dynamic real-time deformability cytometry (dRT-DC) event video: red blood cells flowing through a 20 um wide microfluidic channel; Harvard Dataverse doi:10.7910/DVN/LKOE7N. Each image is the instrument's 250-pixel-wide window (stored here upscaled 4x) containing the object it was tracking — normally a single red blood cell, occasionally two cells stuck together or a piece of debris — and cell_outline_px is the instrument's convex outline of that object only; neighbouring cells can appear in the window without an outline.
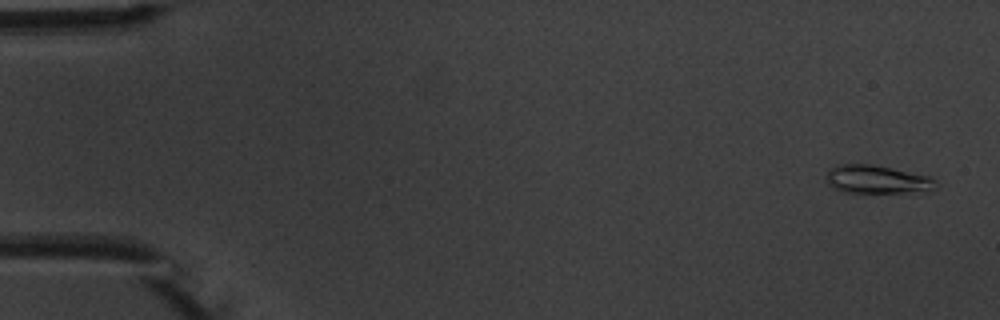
{"species": "common noctule bat (a hibernating species)", "species_latin": "Nyctalus noctula", "temperature_condition": "warm", "stored_images_in_passage": 5, "camera_frame_rate_fps": 3000, "um_per_image_px": 0.085, "animal": {"sex": "male", "body_mass_g": 20.1, "forearm_length_mm": 53.5}, "frame": {"image": 1, "passage_image": 1, "time_ms": 0.0, "image_size_px": [1000, 320], "cell_outline_px": [[936, 188], [900, 192], [840, 192], [832, 188], [824, 180], [824, 176], [828, 168], [840, 164], [872, 164], [932, 176], [936, 180]], "centroid_in_image_um": [74.44, 15.23], "position_along_channel_um": 10.6, "area_um2": 18.15}}